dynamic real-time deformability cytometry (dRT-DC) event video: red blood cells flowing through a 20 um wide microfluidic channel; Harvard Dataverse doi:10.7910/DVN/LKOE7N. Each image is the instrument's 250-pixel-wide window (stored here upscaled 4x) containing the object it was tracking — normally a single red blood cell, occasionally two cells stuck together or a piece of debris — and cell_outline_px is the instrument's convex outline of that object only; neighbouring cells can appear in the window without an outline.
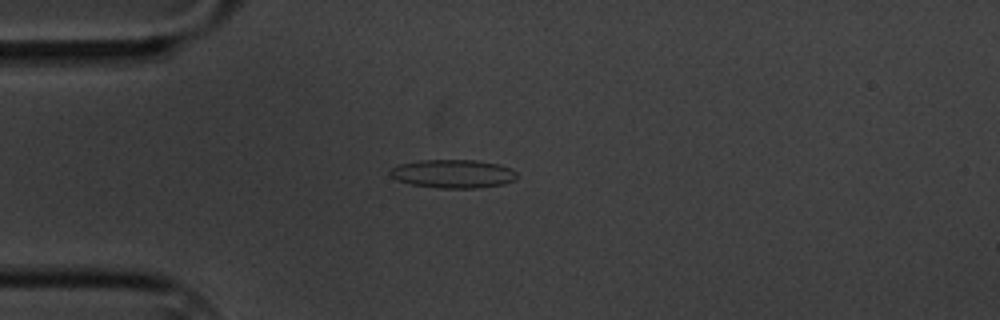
{"species": "common noctule bat (a hibernating species)", "species_latin": "Nyctalus noctula", "temperature_condition": "cold", "stored_images_in_passage": 5, "camera_frame_rate_fps": 3000, "um_per_image_px": 0.085, "animal": {"sex": "male", "body_mass_g": 20.1, "forearm_length_mm": 53.5}, "frame": {"image": 1, "passage_image": 4, "time_ms": 3.667, "image_size_px": [1000, 320], "cell_outline_px": [[516, 176], [512, 180], [504, 184], [480, 188], [436, 188], [412, 184], [396, 180], [388, 172], [392, 168], [400, 164], [420, 160], [476, 160], [500, 164], [512, 168], [516, 172]], "centroid_in_image_um": [38.52, 14.77], "position_along_channel_um": 46.5, "area_um2": 21.1}}